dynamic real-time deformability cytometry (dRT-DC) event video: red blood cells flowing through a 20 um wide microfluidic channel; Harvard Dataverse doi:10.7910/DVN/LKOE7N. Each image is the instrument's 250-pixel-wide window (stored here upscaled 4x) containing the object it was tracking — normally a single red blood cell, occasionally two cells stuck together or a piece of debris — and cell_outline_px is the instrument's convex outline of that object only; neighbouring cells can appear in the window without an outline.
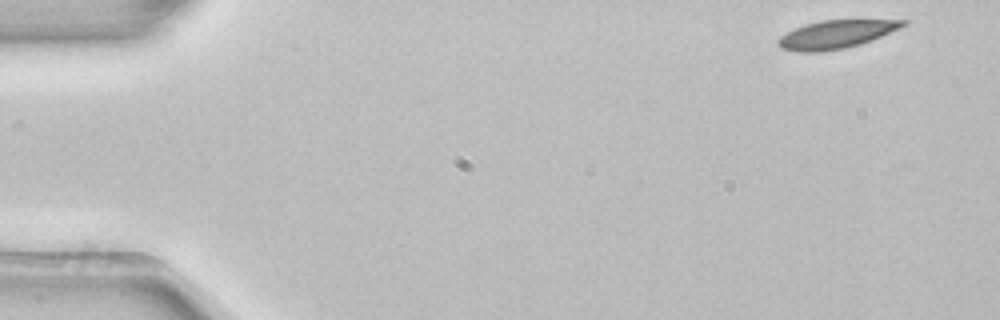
{"species": "common noctule bat (a hibernating species)", "species_latin": "Nyctalus noctula", "temperature_condition": "room temperature", "stored_images_in_passage": 4, "camera_frame_rate_fps": 3000, "um_per_image_px": 0.085, "animal": {"sex": "female", "body_mass_g": 22.7, "forearm_length_mm": 54.2}, "frame": {"image": 1, "passage_image": 1, "time_ms": 0.0, "image_size_px": [1000, 320], "cell_outline_px": [[908, 24], [900, 28], [872, 40], [860, 44], [844, 48], [816, 52], [800, 52], [780, 48], [776, 44], [776, 40], [780, 36], [804, 24], [820, 20], [908, 20]], "centroid_in_image_um": [71.05, 2.92], "position_along_channel_um": 14.0, "area_um2": 20.46}}
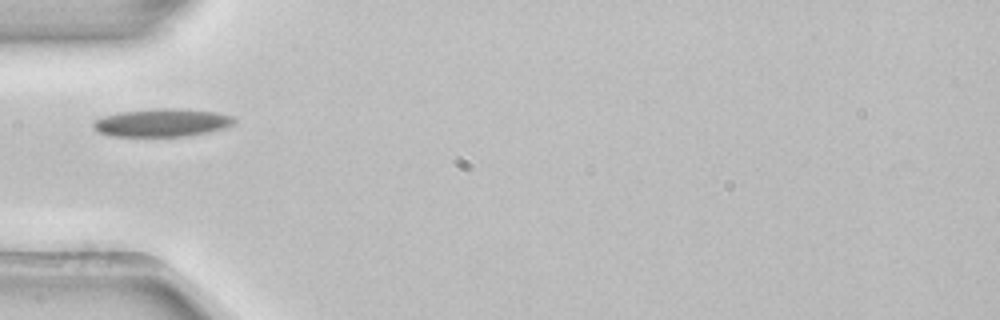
{"frame": {"image": 2, "passage_image": 4, "time_ms": 1.0, "image_size_px": [1000, 320], "cell_outline_px": [[236, 120], [232, 124], [224, 128], [208, 132], [188, 136], [108, 136], [92, 128], [92, 120], [104, 116], [120, 112], [160, 108], [172, 108], [216, 112], [232, 116]], "centroid_in_image_um": [13.73, 10.43], "position_along_channel_um": 71.3, "area_um2": 22.95}}